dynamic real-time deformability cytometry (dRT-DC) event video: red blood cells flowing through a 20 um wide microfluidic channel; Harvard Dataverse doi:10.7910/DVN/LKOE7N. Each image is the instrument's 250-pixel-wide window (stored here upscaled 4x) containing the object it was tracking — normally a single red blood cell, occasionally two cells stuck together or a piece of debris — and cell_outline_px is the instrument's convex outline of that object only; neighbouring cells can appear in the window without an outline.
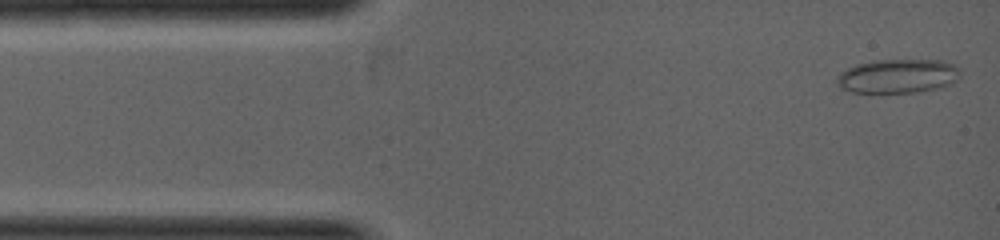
{"species": "common noctule bat (a hibernating species)", "species_latin": "Nyctalus noctula", "temperature_condition": "warm", "stored_images_in_passage": 20, "camera_frame_rate_fps": 5000, "um_per_image_px": 0.085, "animal": {"sex": "female", "body_mass_g": 19.0, "forearm_length_mm": 53.3}, "frame": {"image": 1, "passage_image": 1, "time_ms": 0.0, "image_size_px": [1000, 240], "cell_outline_px": [[960, 76], [956, 80], [940, 88], [916, 92], [880, 96], [852, 92], [840, 88], [836, 84], [836, 76], [840, 72], [856, 64], [876, 60], [944, 60], [960, 68]], "centroid_in_image_um": [76.26, 6.52], "position_along_channel_um": 8.7, "area_um2": 25.49}}
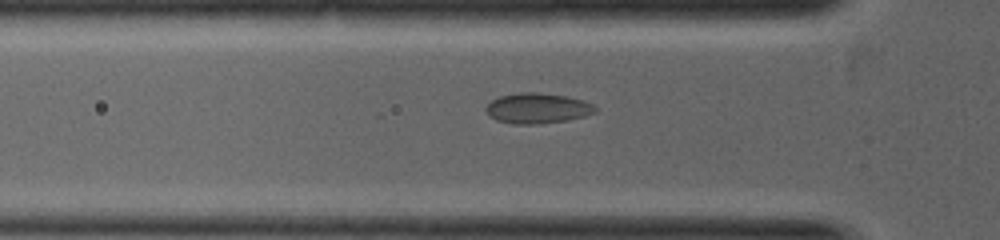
{"frame": {"image": 2, "passage_image": 12, "time_ms": 1.8, "image_size_px": [1000, 240], "cell_outline_px": [[596, 112], [584, 116], [568, 120], [536, 124], [512, 124], [496, 120], [488, 116], [484, 108], [492, 100], [500, 96], [520, 92], [536, 92], [568, 96], [592, 104], [596, 108]], "centroid_in_image_um": [45.64, 9.2], "position_along_channel_um": 80.2, "area_um2": 19.36}}
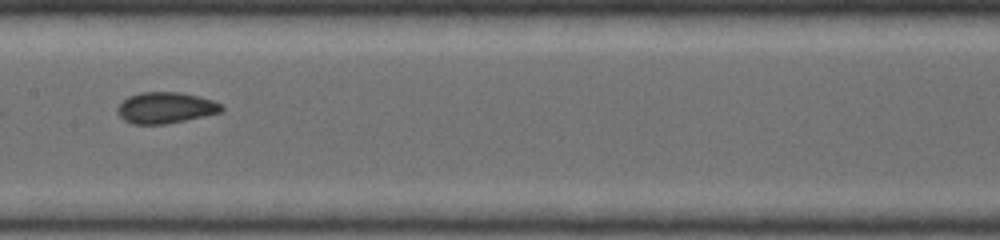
{"frame": {"image": 3, "passage_image": 19, "time_ms": 3.2, "image_size_px": [1000, 240], "cell_outline_px": [[224, 112], [164, 124], [132, 124], [124, 120], [116, 112], [116, 108], [128, 96], [140, 92], [180, 92], [212, 100], [220, 104], [224, 108]], "centroid_in_image_um": [14.06, 9.16], "position_along_channel_um": 193.3, "area_um2": 18.84}}